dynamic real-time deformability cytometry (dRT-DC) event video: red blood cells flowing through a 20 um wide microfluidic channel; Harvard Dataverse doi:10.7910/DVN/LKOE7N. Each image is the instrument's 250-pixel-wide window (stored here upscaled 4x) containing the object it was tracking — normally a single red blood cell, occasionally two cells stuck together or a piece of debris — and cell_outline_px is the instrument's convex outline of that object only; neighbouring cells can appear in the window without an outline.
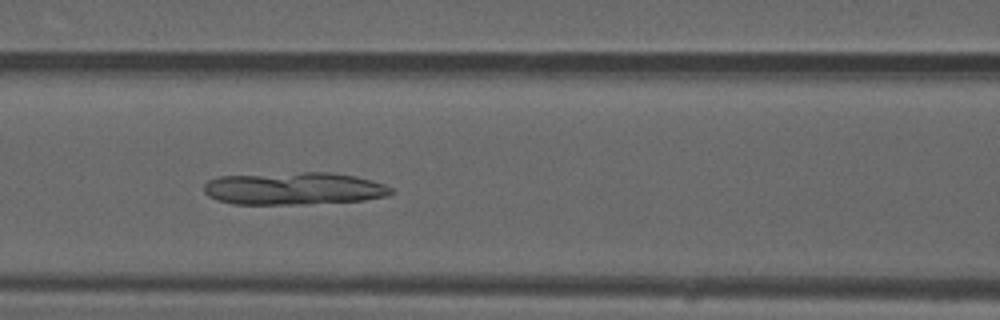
{"species": "common noctule bat (a hibernating species)", "species_latin": "Nyctalus noctula", "temperature_condition": "warm", "stored_images_in_passage": 44, "camera_frame_rate_fps": 3000, "um_per_image_px": 0.085, "animal": {"sex": "male", "forearm_length_mm": 52.5}, "frame": {"image": 1, "passage_image": 15, "time_ms": 4.667, "image_size_px": [1000, 320], "cell_outline_px": [[396, 192], [388, 196], [364, 200], [308, 204], [232, 204], [216, 200], [208, 196], [204, 192], [204, 184], [208, 180], [216, 176], [300, 172], [332, 172], [356, 176], [372, 180], [384, 184], [392, 188]], "centroid_in_image_um": [24.98, 16.02], "position_along_channel_um": 141.6, "area_um2": 36.01}}
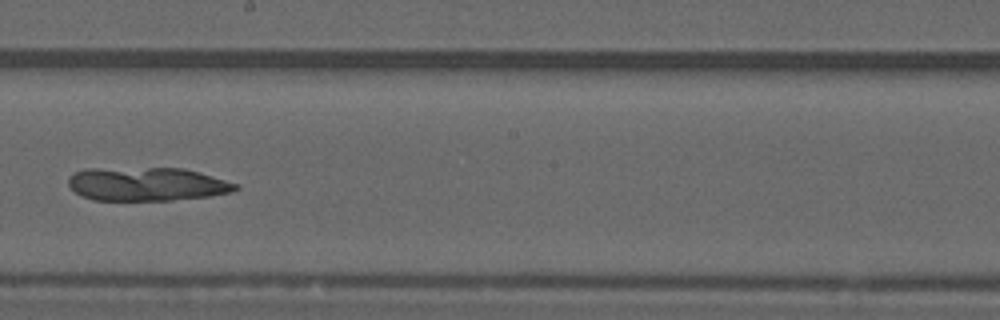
{"frame": {"image": 2, "passage_image": 22, "time_ms": 7.0, "image_size_px": [1000, 320], "cell_outline_px": [[240, 188], [232, 192], [208, 196], [172, 200], [92, 200], [80, 196], [68, 184], [68, 176], [72, 172], [88, 168], [184, 168], [200, 172], [240, 184]], "centroid_in_image_um": [12.48, 15.64], "position_along_channel_um": 235.7, "area_um2": 33.06}}
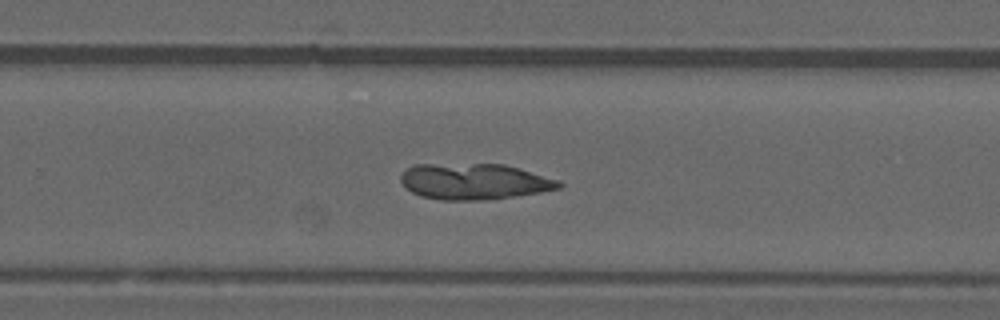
{"frame": {"image": 3, "passage_image": 26, "time_ms": 8.333, "image_size_px": [1000, 320], "cell_outline_px": [[564, 184], [560, 188], [540, 192], [512, 196], [480, 200], [440, 200], [420, 196], [412, 192], [400, 180], [400, 176], [408, 168], [416, 164], [504, 164], [560, 180]], "centroid_in_image_um": [40.32, 15.42], "position_along_channel_um": 289.5, "area_um2": 32.95}}